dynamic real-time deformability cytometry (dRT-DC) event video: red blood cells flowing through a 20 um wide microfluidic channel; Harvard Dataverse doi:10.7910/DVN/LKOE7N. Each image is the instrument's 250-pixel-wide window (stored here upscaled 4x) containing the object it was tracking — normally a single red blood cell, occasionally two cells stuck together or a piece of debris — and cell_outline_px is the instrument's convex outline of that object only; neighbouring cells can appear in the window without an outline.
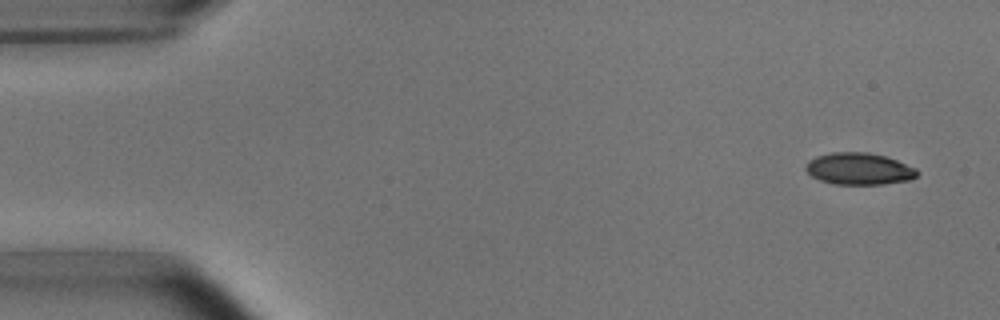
{"species": "common noctule bat (a hibernating species)", "species_latin": "Nyctalus noctula", "temperature_condition": "room temperature", "stored_images_in_passage": 4, "camera_frame_rate_fps": 3000, "um_per_image_px": 0.085, "animal": {"sex": "male", "body_mass_g": 15.6}, "frame": {"image": 1, "passage_image": 1, "time_ms": 0.0, "image_size_px": [1000, 320], "cell_outline_px": [[920, 172], [912, 180], [884, 184], [836, 184], [820, 180], [812, 176], [804, 168], [808, 160], [816, 156], [832, 152], [868, 152], [884, 156], [896, 160], [916, 168]], "centroid_in_image_um": [73.03, 14.35], "position_along_channel_um": 12.0, "area_um2": 20.75}}
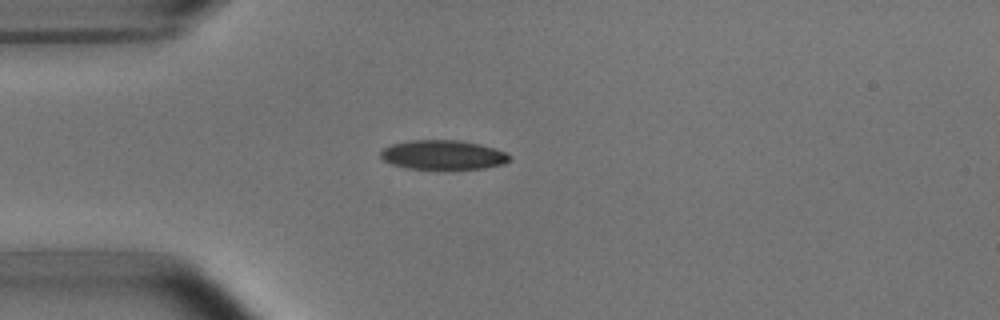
{"frame": {"image": 2, "passage_image": 4, "time_ms": 3.667, "image_size_px": [1000, 320], "cell_outline_px": [[512, 156], [504, 164], [484, 168], [408, 168], [392, 164], [384, 160], [380, 156], [380, 152], [384, 148], [392, 144], [408, 140], [460, 140], [480, 144], [504, 152]], "centroid_in_image_um": [37.64, 13.15], "position_along_channel_um": 47.4, "area_um2": 21.73}}